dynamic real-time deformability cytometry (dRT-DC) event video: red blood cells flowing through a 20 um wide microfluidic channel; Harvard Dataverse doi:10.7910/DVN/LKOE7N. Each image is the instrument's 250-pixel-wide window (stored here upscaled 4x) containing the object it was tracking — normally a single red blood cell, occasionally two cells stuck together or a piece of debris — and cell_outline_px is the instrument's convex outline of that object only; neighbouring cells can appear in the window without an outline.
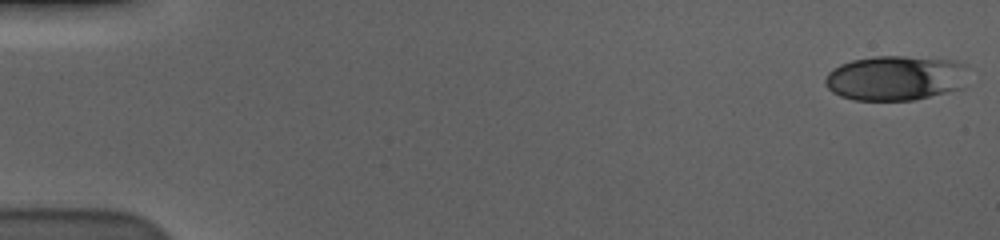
{"species": "human", "species_latin": "Homo sapiens", "temperature_condition": "cold", "stored_images_in_passage": 57, "camera_frame_rate_fps": 3000, "um_per_image_px": 0.085, "donor": {"sex": "male"}, "frame": {"image": 1, "passage_image": 1, "time_ms": 0.0, "image_size_px": [1000, 240], "cell_outline_px": [[968, 64], [964, 88], [916, 100], [852, 100], [840, 96], [832, 92], [824, 84], [824, 80], [828, 72], [832, 68], [840, 64], [852, 60], [872, 56], [904, 56], [956, 60]], "centroid_in_image_um": [76.14, 6.63], "position_along_channel_um": 8.9, "area_um2": 38.15}}
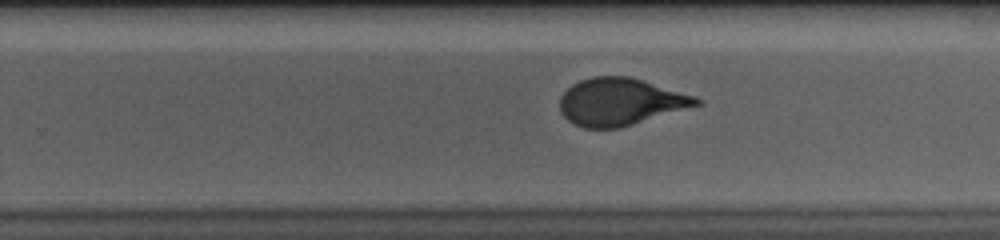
{"frame": {"image": 2, "passage_image": 37, "time_ms": 12.0, "image_size_px": [1000, 240], "cell_outline_px": [[704, 104], [620, 128], [584, 128], [572, 124], [560, 112], [560, 96], [572, 84], [580, 80], [592, 76], [628, 76], [644, 80], [696, 96], [704, 100]], "centroid_in_image_um": [52.76, 8.65], "position_along_channel_um": 277.0, "area_um2": 38.03}}
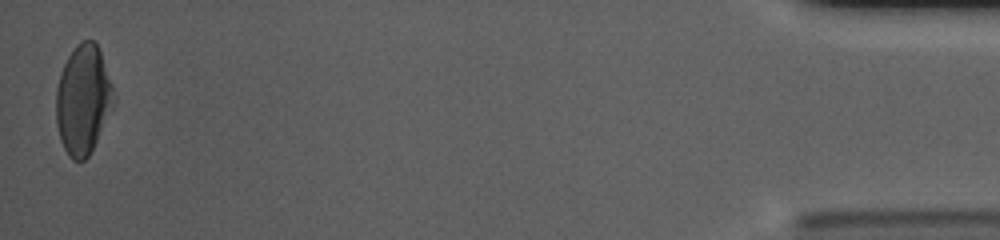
{"frame": {"image": 3, "passage_image": 57, "time_ms": 18.667, "image_size_px": [1000, 240], "cell_outline_px": [[116, 100], [88, 156], [84, 160], [72, 160], [68, 156], [60, 140], [56, 124], [56, 88], [60, 72], [68, 56], [76, 44], [84, 40], [92, 40], [96, 44], [100, 52]], "centroid_in_image_um": [7.03, 8.48], "position_along_channel_um": 428.2, "area_um2": 36.24}, "authors_computed_cell_mechanics": {"area_um2": 37.281, "velocity_mm_per_s": 3.5854, "shape_relaxation_time_tau1_ms": 6.6, "shape_relaxation_time_tau2_ms": null, "deformation_change_tau1": 0.1651, "deformation_change_tau2": null}}